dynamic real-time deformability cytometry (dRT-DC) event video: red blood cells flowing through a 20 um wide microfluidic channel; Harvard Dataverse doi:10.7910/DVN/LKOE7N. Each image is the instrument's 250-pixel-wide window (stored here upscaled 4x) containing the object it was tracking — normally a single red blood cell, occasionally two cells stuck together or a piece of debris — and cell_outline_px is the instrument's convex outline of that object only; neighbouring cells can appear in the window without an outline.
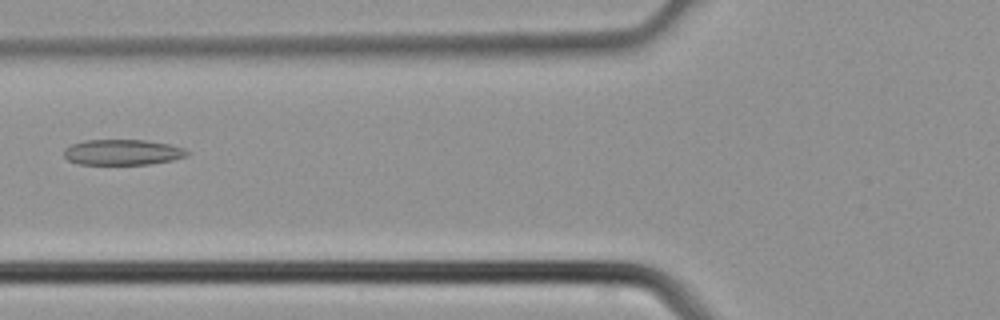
{"species": "common noctule bat (a hibernating species)", "species_latin": "Nyctalus noctula", "temperature_condition": "cold", "stored_images_in_passage": 5, "camera_frame_rate_fps": 3000, "um_per_image_px": 0.085, "animal": {"sex": "male", "body_mass_g": 21.5, "forearm_length_mm": 52.0}, "frame": {"image": 1, "passage_image": 5, "time_ms": 1.333, "image_size_px": [1000, 320], "cell_outline_px": [[192, 152], [188, 156], [172, 160], [148, 164], [80, 164], [68, 160], [64, 156], [64, 148], [72, 144], [84, 140], [144, 140], [168, 144], [184, 148]], "centroid_in_image_um": [10.43, 12.94], "position_along_channel_um": 115.4, "area_um2": 18.38}}